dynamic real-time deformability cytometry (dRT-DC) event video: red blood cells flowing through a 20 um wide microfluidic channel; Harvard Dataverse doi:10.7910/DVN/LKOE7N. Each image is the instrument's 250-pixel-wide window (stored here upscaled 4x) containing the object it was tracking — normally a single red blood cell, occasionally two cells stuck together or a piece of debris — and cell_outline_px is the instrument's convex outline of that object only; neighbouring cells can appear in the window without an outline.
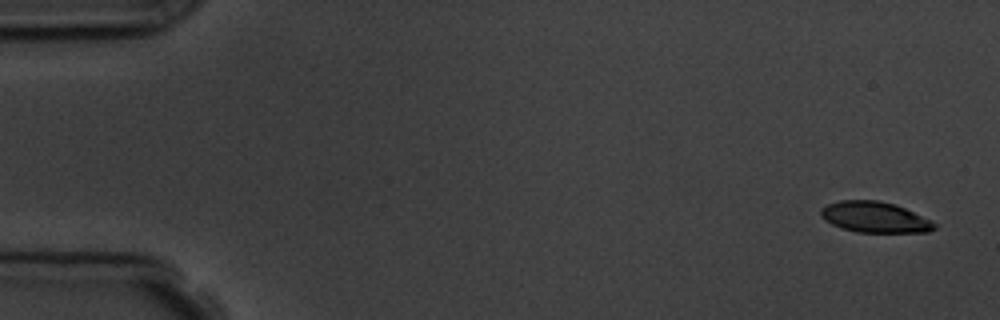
{"species": "common noctule bat (a hibernating species)", "species_latin": "Nyctalus noctula", "temperature_condition": "room temperature", "stored_images_in_passage": 6, "camera_frame_rate_fps": 3000, "um_per_image_px": 0.085, "animal": {"sex": "male", "body_mass_g": 19.5, "forearm_length_mm": 54.6}, "frame": {"image": 1, "passage_image": 1, "time_ms": 0.0, "image_size_px": [1000, 320], "cell_outline_px": [[936, 228], [928, 232], [856, 232], [840, 228], [824, 220], [820, 216], [820, 208], [828, 204], [840, 200], [880, 200], [896, 204], [932, 220], [936, 224]], "centroid_in_image_um": [74.35, 18.45], "position_along_channel_um": 10.7, "area_um2": 20.63}}